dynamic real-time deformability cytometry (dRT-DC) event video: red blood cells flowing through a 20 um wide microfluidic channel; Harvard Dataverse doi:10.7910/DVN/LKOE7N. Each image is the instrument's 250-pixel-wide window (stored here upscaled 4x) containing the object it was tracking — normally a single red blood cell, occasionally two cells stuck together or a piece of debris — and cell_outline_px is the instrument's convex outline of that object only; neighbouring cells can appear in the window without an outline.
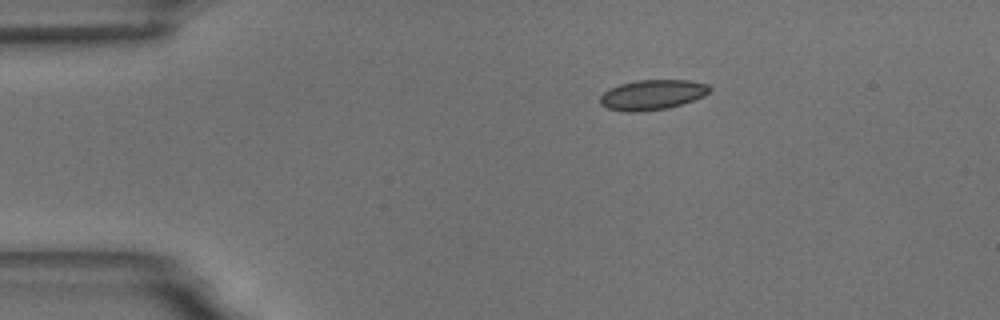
{"species": "common noctule bat (a hibernating species)", "species_latin": "Nyctalus noctula", "temperature_condition": "room temperature", "stored_images_in_passage": 12, "camera_frame_rate_fps": 3000, "um_per_image_px": 0.085, "animal": {"sex": "male", "body_mass_g": 18.8}, "frame": {"image": 1, "passage_image": 1, "time_ms": 0.0, "image_size_px": [1000, 320], "cell_outline_px": [[712, 88], [704, 96], [668, 108], [636, 112], [628, 112], [608, 108], [600, 104], [600, 96], [604, 92], [620, 84], [636, 80], [688, 80], [708, 84]], "centroid_in_image_um": [55.45, 8.05], "position_along_channel_um": 29.6, "area_um2": 19.02}}
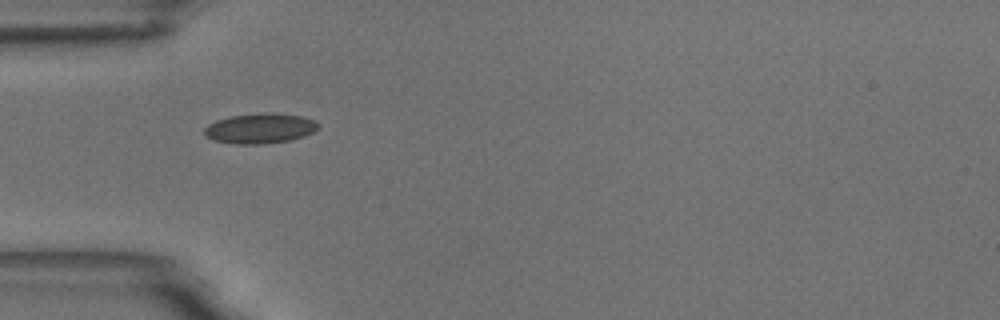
{"frame": {"image": 2, "passage_image": 8, "time_ms": 2.333, "image_size_px": [1000, 320], "cell_outline_px": [[320, 128], [304, 136], [288, 140], [264, 144], [236, 144], [212, 140], [204, 136], [204, 128], [208, 124], [216, 120], [228, 116], [268, 112], [300, 116], [316, 120], [320, 124]], "centroid_in_image_um": [22.08, 10.91], "position_along_channel_um": 62.9, "area_um2": 20.17}}